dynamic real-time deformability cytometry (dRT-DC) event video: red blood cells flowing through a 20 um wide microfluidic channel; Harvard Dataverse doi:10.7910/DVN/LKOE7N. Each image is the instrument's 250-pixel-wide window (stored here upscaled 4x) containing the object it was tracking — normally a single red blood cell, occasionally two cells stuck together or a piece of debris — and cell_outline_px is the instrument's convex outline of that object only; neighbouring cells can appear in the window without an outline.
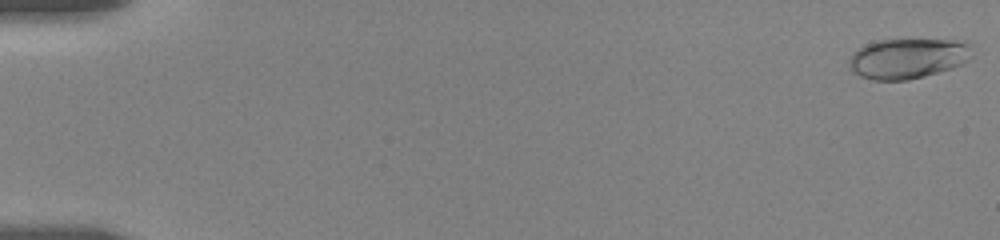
{"species": "human", "species_latin": "Homo sapiens", "temperature_condition": "room temperature", "stored_images_in_passage": 50, "camera_frame_rate_fps": 3000, "um_per_image_px": 0.085, "donor": {"sex": "female"}, "frame": {"image": 1, "passage_image": 1, "time_ms": 0.0, "image_size_px": [1000, 240], "cell_outline_px": [[972, 56], [968, 60], [952, 68], [924, 76], [908, 80], [872, 80], [860, 76], [852, 72], [848, 68], [848, 60], [852, 52], [856, 48], [864, 44], [880, 40], [952, 40], [968, 44]], "centroid_in_image_um": [77.06, 4.98], "position_along_channel_um": 7.9, "area_um2": 28.84}}
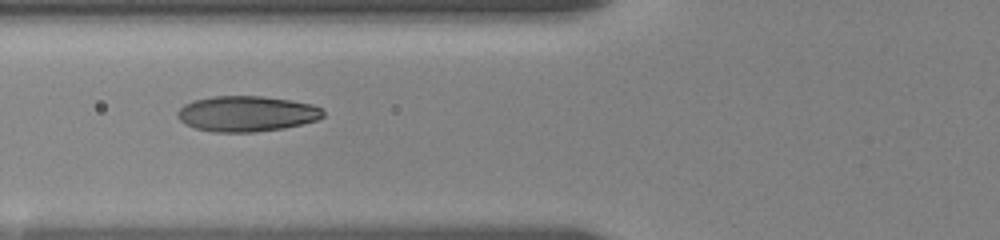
{"frame": {"image": 2, "passage_image": 35, "time_ms": 7.333, "image_size_px": [1000, 240], "cell_outline_px": [[324, 116], [316, 120], [284, 128], [256, 132], [212, 132], [196, 128], [184, 124], [176, 116], [176, 112], [184, 104], [192, 100], [212, 96], [260, 96], [288, 100], [312, 104], [320, 108], [324, 112]], "centroid_in_image_um": [20.91, 9.67], "position_along_channel_um": 104.9, "area_um2": 30.23}}
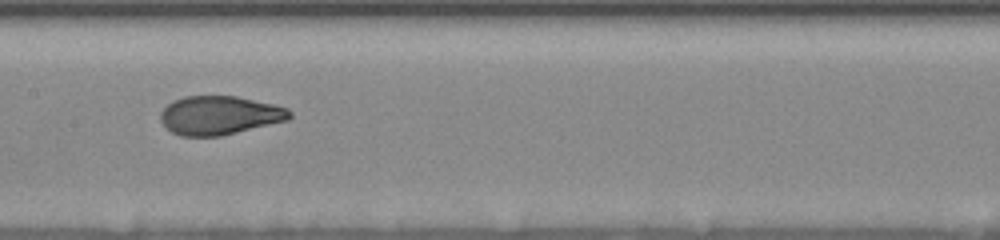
{"frame": {"image": 3, "passage_image": 49, "time_ms": 9.667, "image_size_px": [1000, 240], "cell_outline_px": [[292, 116], [288, 120], [220, 136], [180, 136], [172, 132], [160, 120], [160, 112], [172, 100], [184, 96], [236, 96], [272, 104], [288, 108], [292, 112]], "centroid_in_image_um": [18.65, 9.8], "position_along_channel_um": 188.8, "area_um2": 29.07}}